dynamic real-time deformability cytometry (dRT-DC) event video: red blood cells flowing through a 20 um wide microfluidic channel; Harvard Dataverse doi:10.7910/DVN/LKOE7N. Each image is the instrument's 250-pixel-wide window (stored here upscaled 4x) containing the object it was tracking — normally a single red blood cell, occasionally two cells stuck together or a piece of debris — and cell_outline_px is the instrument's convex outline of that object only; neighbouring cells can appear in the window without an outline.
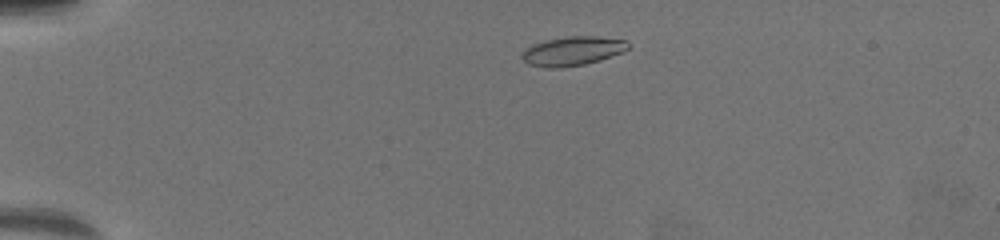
{"species": "common noctule bat (a hibernating species)", "species_latin": "Nyctalus noctula", "temperature_condition": "warm", "stored_images_in_passage": 57, "camera_frame_rate_fps": 3000, "um_per_image_px": 0.085, "animal": {"sex": "female", "body_mass_g": 19.5, "forearm_length_mm": 54.1}, "frame": {"image": 1, "passage_image": 7, "time_ms": 2.0, "image_size_px": [1000, 240], "cell_outline_px": [[628, 48], [624, 52], [600, 60], [584, 64], [560, 68], [548, 68], [528, 64], [520, 56], [524, 48], [532, 44], [544, 40], [568, 36], [596, 36], [624, 40], [628, 44]], "centroid_in_image_um": [48.62, 4.34], "position_along_channel_um": 36.4, "area_um2": 18.09}}
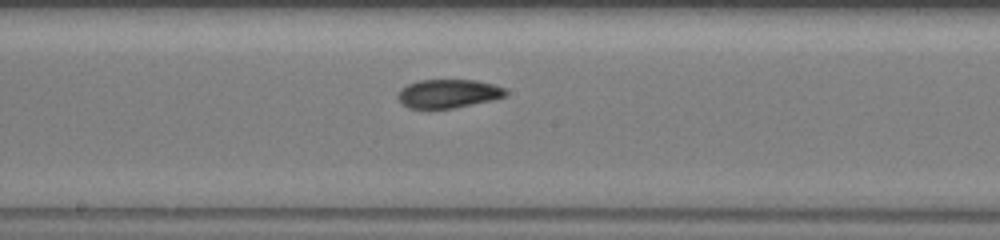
{"frame": {"image": 2, "passage_image": 29, "time_ms": 9.333, "image_size_px": [1000, 240], "cell_outline_px": [[508, 92], [504, 96], [492, 100], [452, 108], [408, 108], [400, 104], [396, 96], [400, 88], [408, 84], [420, 80], [476, 80], [492, 84], [504, 88]], "centroid_in_image_um": [38.04, 7.95], "position_along_channel_um": 210.2, "area_um2": 17.98}}
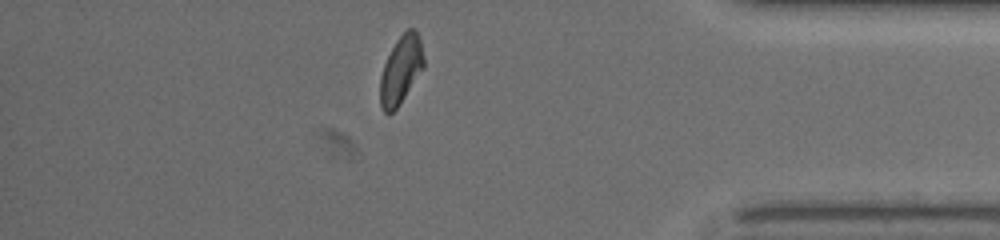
{"frame": {"image": 3, "passage_image": 49, "time_ms": 16.0, "image_size_px": [1000, 240], "cell_outline_px": [[424, 68], [396, 108], [388, 116], [384, 112], [380, 104], [380, 76], [384, 64], [396, 40], [408, 28], [412, 28], [420, 36], [424, 56]], "centroid_in_image_um": [34.08, 5.94], "position_along_channel_um": 401.1, "area_um2": 17.22}}